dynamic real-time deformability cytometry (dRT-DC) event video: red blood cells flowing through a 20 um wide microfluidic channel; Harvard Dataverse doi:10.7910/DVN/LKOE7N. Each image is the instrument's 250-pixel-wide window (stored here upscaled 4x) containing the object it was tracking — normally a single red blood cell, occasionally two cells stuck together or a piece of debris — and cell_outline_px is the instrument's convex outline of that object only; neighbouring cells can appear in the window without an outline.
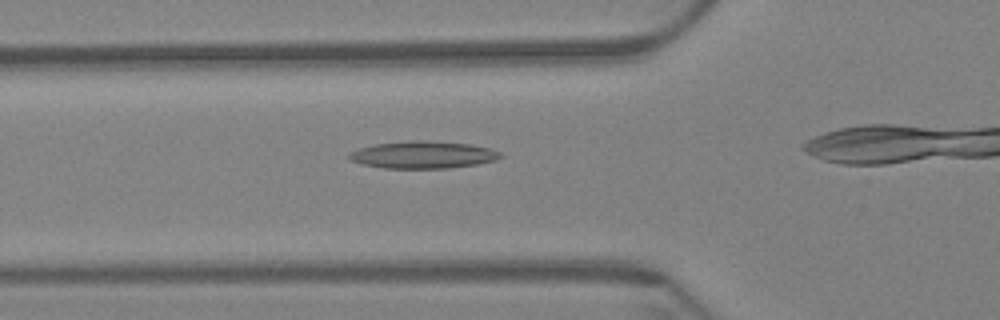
{"species": "Egyptian fruit bat (a non-hibernating species)", "species_latin": "Rousettus aegyptiacus", "temperature_condition": "warm", "stored_images_in_passage": 39, "camera_frame_rate_fps": 3000, "um_per_image_px": 0.085, "animal": {"sex": "female"}, "frame": {"image": 1, "passage_image": 12, "time_ms": 3.667, "image_size_px": [1000, 320], "cell_outline_px": [[504, 156], [496, 160], [476, 164], [448, 168], [384, 168], [364, 164], [352, 160], [348, 156], [356, 148], [376, 144], [412, 140], [420, 140], [472, 144], [488, 148], [500, 152]], "centroid_in_image_um": [35.98, 13.15], "position_along_channel_um": 89.8, "area_um2": 23.81}}
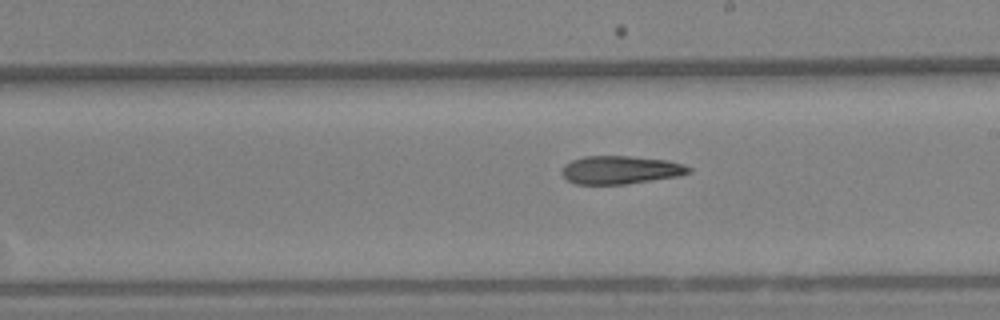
{"frame": {"image": 2, "passage_image": 25, "time_ms": 8.0, "image_size_px": [1000, 320], "cell_outline_px": [[692, 172], [680, 176], [624, 184], [576, 184], [568, 180], [560, 172], [564, 164], [572, 160], [584, 156], [628, 156], [668, 160], [684, 164], [692, 168]], "centroid_in_image_um": [52.76, 14.44], "position_along_channel_um": 236.2, "area_um2": 20.92}}
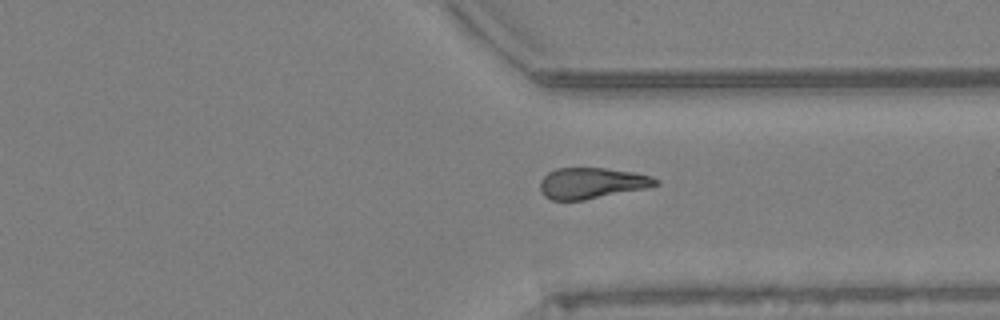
{"frame": {"image": 3, "passage_image": 36, "time_ms": 11.667, "image_size_px": [1000, 320], "cell_outline_px": [[660, 184], [648, 188], [584, 200], [552, 200], [544, 196], [540, 192], [540, 180], [548, 172], [556, 168], [604, 168], [636, 172], [652, 176], [660, 180]], "centroid_in_image_um": [50.33, 15.56], "position_along_channel_um": 361.1, "area_um2": 21.15}}